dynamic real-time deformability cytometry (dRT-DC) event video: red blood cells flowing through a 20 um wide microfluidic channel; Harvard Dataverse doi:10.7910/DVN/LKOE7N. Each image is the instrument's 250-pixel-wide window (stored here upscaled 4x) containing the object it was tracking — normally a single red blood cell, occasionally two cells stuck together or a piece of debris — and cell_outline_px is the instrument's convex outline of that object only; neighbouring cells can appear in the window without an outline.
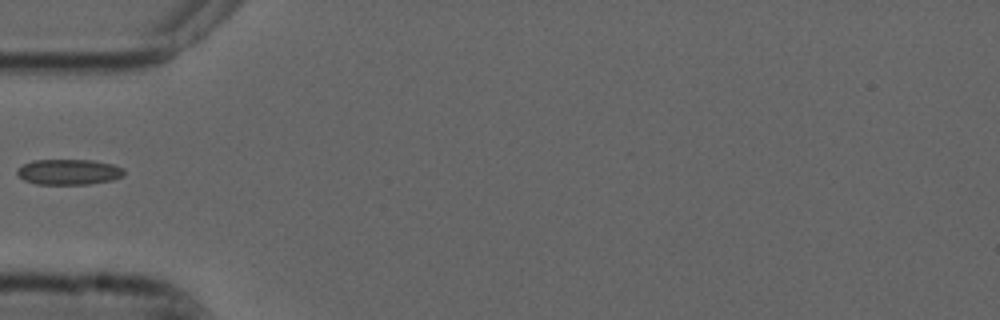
{"species": "common noctule bat (a hibernating species)", "species_latin": "Nyctalus noctula", "temperature_condition": "cold", "stored_images_in_passage": 10, "camera_frame_rate_fps": 3000, "um_per_image_px": 0.085, "animal": {"sex": "male", "forearm_length_mm": 52.5}, "frame": {"image": 1, "passage_image": 1, "time_ms": 0.0, "image_size_px": [1000, 320], "cell_outline_px": [[124, 176], [112, 180], [88, 184], [36, 184], [24, 180], [16, 172], [24, 164], [32, 160], [92, 160], [112, 164], [124, 168]], "centroid_in_image_um": [5.88, 14.61], "position_along_channel_um": 79.1, "area_um2": 15.84}}
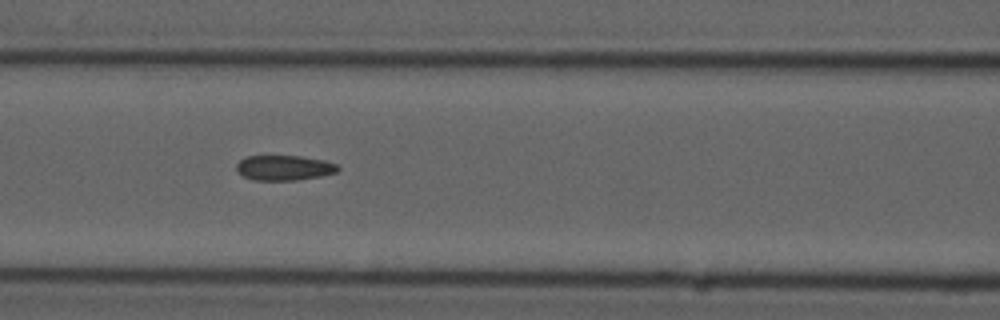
{"frame": {"image": 2, "passage_image": 6, "time_ms": 1.667, "image_size_px": [1000, 320], "cell_outline_px": [[340, 168], [336, 172], [320, 176], [296, 180], [252, 180], [244, 176], [236, 168], [236, 164], [240, 160], [248, 156], [300, 156], [324, 160], [336, 164]], "centroid_in_image_um": [24.15, 14.26], "position_along_channel_um": 142.4, "area_um2": 14.68}}
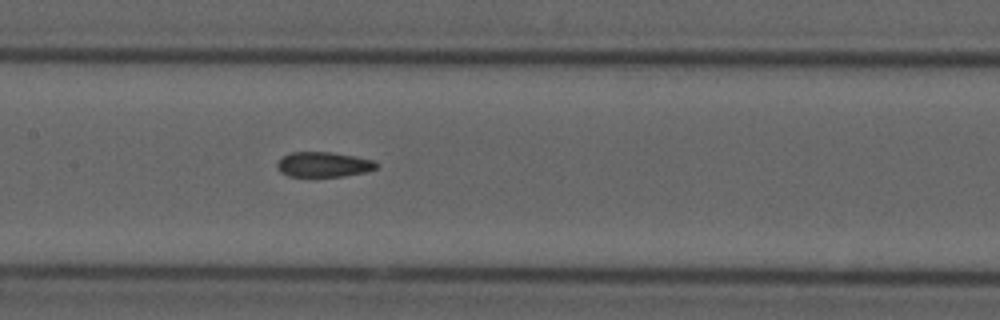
{"frame": {"image": 3, "passage_image": 9, "time_ms": 2.667, "image_size_px": [1000, 320], "cell_outline_px": [[380, 164], [376, 168], [368, 172], [344, 176], [288, 176], [280, 172], [276, 164], [284, 156], [292, 152], [332, 152], [356, 156], [376, 160]], "centroid_in_image_um": [27.58, 13.98], "position_along_channel_um": 179.8, "area_um2": 14.62}}